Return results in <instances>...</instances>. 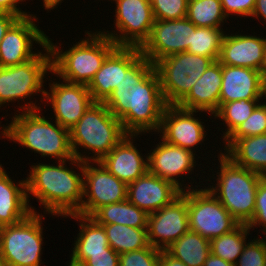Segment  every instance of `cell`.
I'll list each match as a JSON object with an SVG mask.
<instances>
[{"label": "cell", "mask_w": 266, "mask_h": 266, "mask_svg": "<svg viewBox=\"0 0 266 266\" xmlns=\"http://www.w3.org/2000/svg\"><path fill=\"white\" fill-rule=\"evenodd\" d=\"M103 103L127 134L158 132L167 104L154 64L141 55L122 72L120 84Z\"/></svg>", "instance_id": "cell-1"}, {"label": "cell", "mask_w": 266, "mask_h": 266, "mask_svg": "<svg viewBox=\"0 0 266 266\" xmlns=\"http://www.w3.org/2000/svg\"><path fill=\"white\" fill-rule=\"evenodd\" d=\"M66 161H58V165H31L26 178L27 200L32 194L40 201L48 214L67 217L80 214L83 200V168L84 162L72 158L71 165L79 167L82 175L67 168ZM30 194V195H29ZM29 195V196H28Z\"/></svg>", "instance_id": "cell-2"}, {"label": "cell", "mask_w": 266, "mask_h": 266, "mask_svg": "<svg viewBox=\"0 0 266 266\" xmlns=\"http://www.w3.org/2000/svg\"><path fill=\"white\" fill-rule=\"evenodd\" d=\"M20 108L23 109L21 114L16 113L17 115L11 118V123L6 127L3 126V131L0 132L3 138L31 149L41 154V157L50 156L58 161H72L74 156L69 130L56 121L53 124L51 120H47L39 112L41 107L31 100Z\"/></svg>", "instance_id": "cell-3"}, {"label": "cell", "mask_w": 266, "mask_h": 266, "mask_svg": "<svg viewBox=\"0 0 266 266\" xmlns=\"http://www.w3.org/2000/svg\"><path fill=\"white\" fill-rule=\"evenodd\" d=\"M90 33L91 31H88L87 38L76 45L73 44L64 52L47 38L52 74L63 79L62 81L88 86L106 57L117 47L115 42L101 31Z\"/></svg>", "instance_id": "cell-4"}, {"label": "cell", "mask_w": 266, "mask_h": 266, "mask_svg": "<svg viewBox=\"0 0 266 266\" xmlns=\"http://www.w3.org/2000/svg\"><path fill=\"white\" fill-rule=\"evenodd\" d=\"M73 156L85 162H100L126 135L122 123L103 102H94L69 130ZM81 146V147H80ZM92 151L85 156L80 148ZM97 155V156H96Z\"/></svg>", "instance_id": "cell-5"}, {"label": "cell", "mask_w": 266, "mask_h": 266, "mask_svg": "<svg viewBox=\"0 0 266 266\" xmlns=\"http://www.w3.org/2000/svg\"><path fill=\"white\" fill-rule=\"evenodd\" d=\"M218 156L217 183L206 188L240 224H248L254 215L256 191L263 176L235 164L222 152Z\"/></svg>", "instance_id": "cell-6"}, {"label": "cell", "mask_w": 266, "mask_h": 266, "mask_svg": "<svg viewBox=\"0 0 266 266\" xmlns=\"http://www.w3.org/2000/svg\"><path fill=\"white\" fill-rule=\"evenodd\" d=\"M214 60L187 51L158 60L154 68L160 79L164 101L178 105Z\"/></svg>", "instance_id": "cell-7"}, {"label": "cell", "mask_w": 266, "mask_h": 266, "mask_svg": "<svg viewBox=\"0 0 266 266\" xmlns=\"http://www.w3.org/2000/svg\"><path fill=\"white\" fill-rule=\"evenodd\" d=\"M43 216L32 212L17 224L0 227V255L6 266L41 265Z\"/></svg>", "instance_id": "cell-8"}, {"label": "cell", "mask_w": 266, "mask_h": 266, "mask_svg": "<svg viewBox=\"0 0 266 266\" xmlns=\"http://www.w3.org/2000/svg\"><path fill=\"white\" fill-rule=\"evenodd\" d=\"M44 52L38 54L31 60L14 66L0 67V107L5 103L22 101L31 97L34 93H41L43 100L44 76L51 72V53L48 45L43 47ZM3 104V105H2Z\"/></svg>", "instance_id": "cell-9"}, {"label": "cell", "mask_w": 266, "mask_h": 266, "mask_svg": "<svg viewBox=\"0 0 266 266\" xmlns=\"http://www.w3.org/2000/svg\"><path fill=\"white\" fill-rule=\"evenodd\" d=\"M185 188L190 231L211 240L232 231L240 224L208 188L195 189L191 185H185L184 190Z\"/></svg>", "instance_id": "cell-10"}, {"label": "cell", "mask_w": 266, "mask_h": 266, "mask_svg": "<svg viewBox=\"0 0 266 266\" xmlns=\"http://www.w3.org/2000/svg\"><path fill=\"white\" fill-rule=\"evenodd\" d=\"M113 1L116 3L114 23L119 32L101 33L111 38L117 47L141 48L148 40L155 22L150 0Z\"/></svg>", "instance_id": "cell-11"}, {"label": "cell", "mask_w": 266, "mask_h": 266, "mask_svg": "<svg viewBox=\"0 0 266 266\" xmlns=\"http://www.w3.org/2000/svg\"><path fill=\"white\" fill-rule=\"evenodd\" d=\"M90 163H84V200L80 208V215L88 217H91L102 206L127 199V185L124 182L111 174L101 162H92L98 167Z\"/></svg>", "instance_id": "cell-12"}, {"label": "cell", "mask_w": 266, "mask_h": 266, "mask_svg": "<svg viewBox=\"0 0 266 266\" xmlns=\"http://www.w3.org/2000/svg\"><path fill=\"white\" fill-rule=\"evenodd\" d=\"M196 26L187 18L155 20L150 36L140 48L141 54L155 64L175 53L187 51Z\"/></svg>", "instance_id": "cell-13"}, {"label": "cell", "mask_w": 266, "mask_h": 266, "mask_svg": "<svg viewBox=\"0 0 266 266\" xmlns=\"http://www.w3.org/2000/svg\"><path fill=\"white\" fill-rule=\"evenodd\" d=\"M188 231L186 189L169 205L148 215L147 234L152 247L165 250Z\"/></svg>", "instance_id": "cell-14"}, {"label": "cell", "mask_w": 266, "mask_h": 266, "mask_svg": "<svg viewBox=\"0 0 266 266\" xmlns=\"http://www.w3.org/2000/svg\"><path fill=\"white\" fill-rule=\"evenodd\" d=\"M37 19L31 14L18 18L10 26L0 43V67L19 65L33 59L38 54L32 52L34 42L42 48L47 45L48 36L34 23Z\"/></svg>", "instance_id": "cell-15"}, {"label": "cell", "mask_w": 266, "mask_h": 266, "mask_svg": "<svg viewBox=\"0 0 266 266\" xmlns=\"http://www.w3.org/2000/svg\"><path fill=\"white\" fill-rule=\"evenodd\" d=\"M63 82L49 83L44 98L52 105L55 121L70 130L95 101L87 86Z\"/></svg>", "instance_id": "cell-16"}, {"label": "cell", "mask_w": 266, "mask_h": 266, "mask_svg": "<svg viewBox=\"0 0 266 266\" xmlns=\"http://www.w3.org/2000/svg\"><path fill=\"white\" fill-rule=\"evenodd\" d=\"M197 110H188L178 105H167L163 111L160 128L162 140L193 151L194 146L201 145L206 137L205 126L200 119L194 118Z\"/></svg>", "instance_id": "cell-17"}, {"label": "cell", "mask_w": 266, "mask_h": 266, "mask_svg": "<svg viewBox=\"0 0 266 266\" xmlns=\"http://www.w3.org/2000/svg\"><path fill=\"white\" fill-rule=\"evenodd\" d=\"M155 147L147 154L148 171L172 182L183 191V184L177 178L181 177L183 179V174L192 173L194 166H196L194 165L196 163L195 151L171 145L162 139Z\"/></svg>", "instance_id": "cell-18"}, {"label": "cell", "mask_w": 266, "mask_h": 266, "mask_svg": "<svg viewBox=\"0 0 266 266\" xmlns=\"http://www.w3.org/2000/svg\"><path fill=\"white\" fill-rule=\"evenodd\" d=\"M137 47H116L104 60L87 88L95 102H104L120 84L125 72L140 56Z\"/></svg>", "instance_id": "cell-19"}, {"label": "cell", "mask_w": 266, "mask_h": 266, "mask_svg": "<svg viewBox=\"0 0 266 266\" xmlns=\"http://www.w3.org/2000/svg\"><path fill=\"white\" fill-rule=\"evenodd\" d=\"M181 194L172 182L147 171L127 185V199L148 215L169 205Z\"/></svg>", "instance_id": "cell-20"}, {"label": "cell", "mask_w": 266, "mask_h": 266, "mask_svg": "<svg viewBox=\"0 0 266 266\" xmlns=\"http://www.w3.org/2000/svg\"><path fill=\"white\" fill-rule=\"evenodd\" d=\"M266 77L261 71L238 66L222 65L219 107L236 100H261Z\"/></svg>", "instance_id": "cell-21"}, {"label": "cell", "mask_w": 266, "mask_h": 266, "mask_svg": "<svg viewBox=\"0 0 266 266\" xmlns=\"http://www.w3.org/2000/svg\"><path fill=\"white\" fill-rule=\"evenodd\" d=\"M127 134L100 162L119 180L129 185L148 171V156L146 159L134 146V137Z\"/></svg>", "instance_id": "cell-22"}, {"label": "cell", "mask_w": 266, "mask_h": 266, "mask_svg": "<svg viewBox=\"0 0 266 266\" xmlns=\"http://www.w3.org/2000/svg\"><path fill=\"white\" fill-rule=\"evenodd\" d=\"M265 38L225 34L218 61L222 65L238 66L262 72Z\"/></svg>", "instance_id": "cell-23"}, {"label": "cell", "mask_w": 266, "mask_h": 266, "mask_svg": "<svg viewBox=\"0 0 266 266\" xmlns=\"http://www.w3.org/2000/svg\"><path fill=\"white\" fill-rule=\"evenodd\" d=\"M222 83V64L217 60L197 80L189 94L178 104L179 107L214 114L219 109Z\"/></svg>", "instance_id": "cell-24"}, {"label": "cell", "mask_w": 266, "mask_h": 266, "mask_svg": "<svg viewBox=\"0 0 266 266\" xmlns=\"http://www.w3.org/2000/svg\"><path fill=\"white\" fill-rule=\"evenodd\" d=\"M16 185L0 164V227L14 225L36 212L28 204L26 179Z\"/></svg>", "instance_id": "cell-25"}, {"label": "cell", "mask_w": 266, "mask_h": 266, "mask_svg": "<svg viewBox=\"0 0 266 266\" xmlns=\"http://www.w3.org/2000/svg\"><path fill=\"white\" fill-rule=\"evenodd\" d=\"M71 219L80 222L79 235L74 241L73 253L71 254V264L81 266L88 258L89 254L106 253L109 246L104 227L98 224L92 217L80 214L68 215Z\"/></svg>", "instance_id": "cell-26"}, {"label": "cell", "mask_w": 266, "mask_h": 266, "mask_svg": "<svg viewBox=\"0 0 266 266\" xmlns=\"http://www.w3.org/2000/svg\"><path fill=\"white\" fill-rule=\"evenodd\" d=\"M225 152L235 164L266 176V133L239 138Z\"/></svg>", "instance_id": "cell-27"}, {"label": "cell", "mask_w": 266, "mask_h": 266, "mask_svg": "<svg viewBox=\"0 0 266 266\" xmlns=\"http://www.w3.org/2000/svg\"><path fill=\"white\" fill-rule=\"evenodd\" d=\"M98 224H122L134 228H147L148 214L128 199L102 206L91 216Z\"/></svg>", "instance_id": "cell-28"}, {"label": "cell", "mask_w": 266, "mask_h": 266, "mask_svg": "<svg viewBox=\"0 0 266 266\" xmlns=\"http://www.w3.org/2000/svg\"><path fill=\"white\" fill-rule=\"evenodd\" d=\"M165 250L187 266H203L211 253L210 240L190 230Z\"/></svg>", "instance_id": "cell-29"}, {"label": "cell", "mask_w": 266, "mask_h": 266, "mask_svg": "<svg viewBox=\"0 0 266 266\" xmlns=\"http://www.w3.org/2000/svg\"><path fill=\"white\" fill-rule=\"evenodd\" d=\"M104 227L109 246L119 255L144 249L148 242L147 228H134L122 224H100Z\"/></svg>", "instance_id": "cell-30"}, {"label": "cell", "mask_w": 266, "mask_h": 266, "mask_svg": "<svg viewBox=\"0 0 266 266\" xmlns=\"http://www.w3.org/2000/svg\"><path fill=\"white\" fill-rule=\"evenodd\" d=\"M249 232L247 224H239L232 231L211 239V253L235 265L247 244L246 237Z\"/></svg>", "instance_id": "cell-31"}, {"label": "cell", "mask_w": 266, "mask_h": 266, "mask_svg": "<svg viewBox=\"0 0 266 266\" xmlns=\"http://www.w3.org/2000/svg\"><path fill=\"white\" fill-rule=\"evenodd\" d=\"M186 17L196 27L222 28L226 20L221 0H196L188 3Z\"/></svg>", "instance_id": "cell-32"}, {"label": "cell", "mask_w": 266, "mask_h": 266, "mask_svg": "<svg viewBox=\"0 0 266 266\" xmlns=\"http://www.w3.org/2000/svg\"><path fill=\"white\" fill-rule=\"evenodd\" d=\"M222 30L223 28L196 27L192 31V39L187 52L210 57L217 61L225 36Z\"/></svg>", "instance_id": "cell-33"}, {"label": "cell", "mask_w": 266, "mask_h": 266, "mask_svg": "<svg viewBox=\"0 0 266 266\" xmlns=\"http://www.w3.org/2000/svg\"><path fill=\"white\" fill-rule=\"evenodd\" d=\"M259 100H236L222 104L219 109L213 114L215 118L224 121L227 126L223 133L225 140L241 123L252 114L253 110L258 105Z\"/></svg>", "instance_id": "cell-34"}, {"label": "cell", "mask_w": 266, "mask_h": 266, "mask_svg": "<svg viewBox=\"0 0 266 266\" xmlns=\"http://www.w3.org/2000/svg\"><path fill=\"white\" fill-rule=\"evenodd\" d=\"M266 133V103H260L252 114L241 123L224 141L226 151L237 139ZM227 145V146H226Z\"/></svg>", "instance_id": "cell-35"}, {"label": "cell", "mask_w": 266, "mask_h": 266, "mask_svg": "<svg viewBox=\"0 0 266 266\" xmlns=\"http://www.w3.org/2000/svg\"><path fill=\"white\" fill-rule=\"evenodd\" d=\"M155 20H176L186 17V0H150Z\"/></svg>", "instance_id": "cell-36"}, {"label": "cell", "mask_w": 266, "mask_h": 266, "mask_svg": "<svg viewBox=\"0 0 266 266\" xmlns=\"http://www.w3.org/2000/svg\"><path fill=\"white\" fill-rule=\"evenodd\" d=\"M161 250L149 245L119 255V266H158Z\"/></svg>", "instance_id": "cell-37"}, {"label": "cell", "mask_w": 266, "mask_h": 266, "mask_svg": "<svg viewBox=\"0 0 266 266\" xmlns=\"http://www.w3.org/2000/svg\"><path fill=\"white\" fill-rule=\"evenodd\" d=\"M237 262L235 266H266V238L248 240Z\"/></svg>", "instance_id": "cell-38"}, {"label": "cell", "mask_w": 266, "mask_h": 266, "mask_svg": "<svg viewBox=\"0 0 266 266\" xmlns=\"http://www.w3.org/2000/svg\"><path fill=\"white\" fill-rule=\"evenodd\" d=\"M249 229H254L256 226L260 227L263 234H266V176H263L259 183L255 196V210L251 221L247 224Z\"/></svg>", "instance_id": "cell-39"}, {"label": "cell", "mask_w": 266, "mask_h": 266, "mask_svg": "<svg viewBox=\"0 0 266 266\" xmlns=\"http://www.w3.org/2000/svg\"><path fill=\"white\" fill-rule=\"evenodd\" d=\"M256 0H221V5L225 16L241 15V17H250L253 14Z\"/></svg>", "instance_id": "cell-40"}, {"label": "cell", "mask_w": 266, "mask_h": 266, "mask_svg": "<svg viewBox=\"0 0 266 266\" xmlns=\"http://www.w3.org/2000/svg\"><path fill=\"white\" fill-rule=\"evenodd\" d=\"M81 266H119V254L113 249H106V253L89 254Z\"/></svg>", "instance_id": "cell-41"}, {"label": "cell", "mask_w": 266, "mask_h": 266, "mask_svg": "<svg viewBox=\"0 0 266 266\" xmlns=\"http://www.w3.org/2000/svg\"><path fill=\"white\" fill-rule=\"evenodd\" d=\"M21 1L23 0H0V10L16 15L19 18L31 15L26 11L21 10L20 7L17 8V4H21Z\"/></svg>", "instance_id": "cell-42"}, {"label": "cell", "mask_w": 266, "mask_h": 266, "mask_svg": "<svg viewBox=\"0 0 266 266\" xmlns=\"http://www.w3.org/2000/svg\"><path fill=\"white\" fill-rule=\"evenodd\" d=\"M18 18L19 17L16 15L0 10V43L2 39L4 38L7 30Z\"/></svg>", "instance_id": "cell-43"}, {"label": "cell", "mask_w": 266, "mask_h": 266, "mask_svg": "<svg viewBox=\"0 0 266 266\" xmlns=\"http://www.w3.org/2000/svg\"><path fill=\"white\" fill-rule=\"evenodd\" d=\"M158 266H187L179 259L171 256L166 250H161Z\"/></svg>", "instance_id": "cell-44"}, {"label": "cell", "mask_w": 266, "mask_h": 266, "mask_svg": "<svg viewBox=\"0 0 266 266\" xmlns=\"http://www.w3.org/2000/svg\"><path fill=\"white\" fill-rule=\"evenodd\" d=\"M203 266H235L232 263L226 262L219 256H216L212 253L207 257L206 261L204 262Z\"/></svg>", "instance_id": "cell-45"}, {"label": "cell", "mask_w": 266, "mask_h": 266, "mask_svg": "<svg viewBox=\"0 0 266 266\" xmlns=\"http://www.w3.org/2000/svg\"><path fill=\"white\" fill-rule=\"evenodd\" d=\"M259 16L264 18V21H266V0H256L255 8L251 17L258 18Z\"/></svg>", "instance_id": "cell-46"}, {"label": "cell", "mask_w": 266, "mask_h": 266, "mask_svg": "<svg viewBox=\"0 0 266 266\" xmlns=\"http://www.w3.org/2000/svg\"><path fill=\"white\" fill-rule=\"evenodd\" d=\"M63 0H43V3H44V7H45V9L48 11V10H50L51 11V9L53 10L54 8H56L57 7V5L59 4V3H61Z\"/></svg>", "instance_id": "cell-47"}, {"label": "cell", "mask_w": 266, "mask_h": 266, "mask_svg": "<svg viewBox=\"0 0 266 266\" xmlns=\"http://www.w3.org/2000/svg\"><path fill=\"white\" fill-rule=\"evenodd\" d=\"M262 74L266 77V38L263 51Z\"/></svg>", "instance_id": "cell-48"}, {"label": "cell", "mask_w": 266, "mask_h": 266, "mask_svg": "<svg viewBox=\"0 0 266 266\" xmlns=\"http://www.w3.org/2000/svg\"><path fill=\"white\" fill-rule=\"evenodd\" d=\"M0 266H6L1 255H0Z\"/></svg>", "instance_id": "cell-49"}, {"label": "cell", "mask_w": 266, "mask_h": 266, "mask_svg": "<svg viewBox=\"0 0 266 266\" xmlns=\"http://www.w3.org/2000/svg\"><path fill=\"white\" fill-rule=\"evenodd\" d=\"M265 97V98H264ZM263 98L266 99V83H265V87H264V94H263ZM266 103V102H264Z\"/></svg>", "instance_id": "cell-50"}, {"label": "cell", "mask_w": 266, "mask_h": 266, "mask_svg": "<svg viewBox=\"0 0 266 266\" xmlns=\"http://www.w3.org/2000/svg\"><path fill=\"white\" fill-rule=\"evenodd\" d=\"M187 3H190V2H193V1H196V0H186Z\"/></svg>", "instance_id": "cell-51"}]
</instances>
